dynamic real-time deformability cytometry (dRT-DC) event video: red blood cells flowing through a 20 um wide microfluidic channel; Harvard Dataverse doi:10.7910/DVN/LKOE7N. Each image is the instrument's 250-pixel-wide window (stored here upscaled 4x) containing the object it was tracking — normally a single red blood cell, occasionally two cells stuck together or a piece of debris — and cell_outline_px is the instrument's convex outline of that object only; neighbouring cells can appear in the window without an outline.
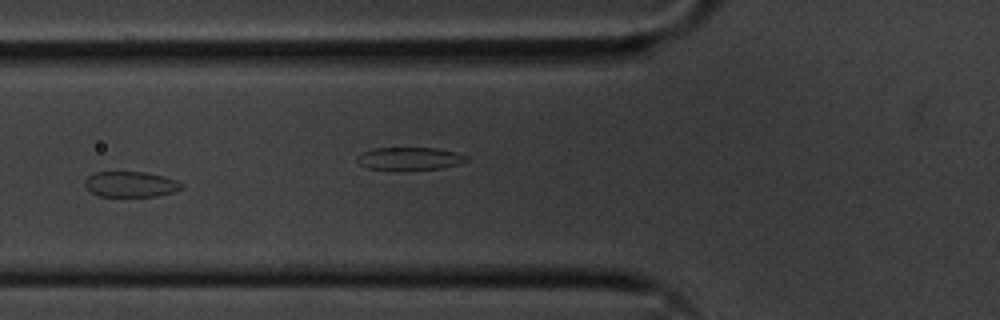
{"species": "common noctule bat (a hibernating species)", "species_latin": "Nyctalus noctula", "temperature_condition": "cold", "stored_images_in_passage": 34, "camera_frame_rate_fps": 3000, "um_per_image_px": 0.085, "animal": {"sex": "male", "body_mass_g": 20.1, "forearm_length_mm": 53.5}, "frame": {"image": 1, "passage_image": 2, "time_ms": 0.333, "image_size_px": [1000, 320], "cell_outline_px": [[184, 188], [172, 192], [156, 196], [100, 196], [92, 192], [84, 184], [84, 180], [92, 172], [144, 172], [164, 176], [176, 180], [184, 184]], "centroid_in_image_um": [11.12, 15.65], "position_along_channel_um": 114.7, "area_um2": 14.39}}
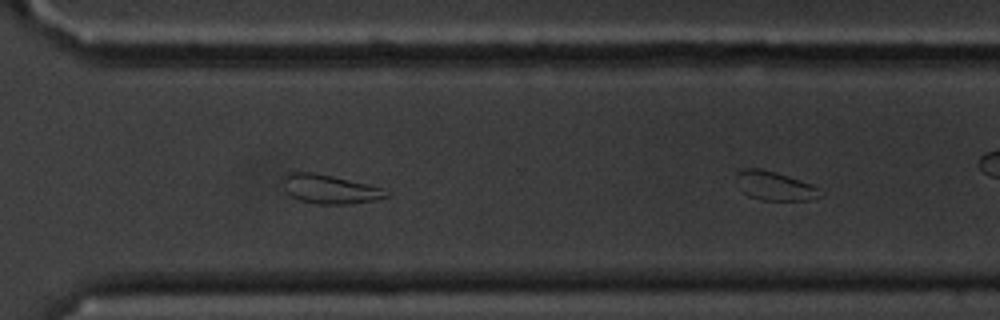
{"frame": {"image": 2, "passage_image": 18, "time_ms": 5.667, "image_size_px": [1000, 320], "cell_outline_px": [[392, 192], [388, 196], [376, 200], [348, 204], [316, 204], [300, 200], [292, 196], [284, 188], [280, 180], [280, 176], [288, 172], [312, 172], [332, 176], [368, 184]], "centroid_in_image_um": [27.99, 16.07], "position_along_channel_um": 342.6, "area_um2": 17.57}}
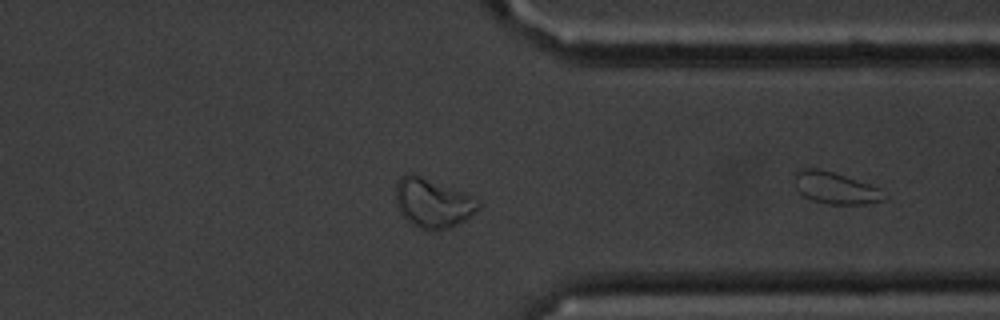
{"frame": {"image": 3, "passage_image": 21, "time_ms": 6.667, "image_size_px": [1000, 320], "cell_outline_px": [[480, 208], [464, 220], [448, 228], [420, 228], [412, 224], [400, 212], [396, 204], [396, 184], [400, 176], [408, 172], [412, 172], [480, 200]], "centroid_in_image_um": [36.75, 17.22], "position_along_channel_um": 374.7, "area_um2": 23.12}}